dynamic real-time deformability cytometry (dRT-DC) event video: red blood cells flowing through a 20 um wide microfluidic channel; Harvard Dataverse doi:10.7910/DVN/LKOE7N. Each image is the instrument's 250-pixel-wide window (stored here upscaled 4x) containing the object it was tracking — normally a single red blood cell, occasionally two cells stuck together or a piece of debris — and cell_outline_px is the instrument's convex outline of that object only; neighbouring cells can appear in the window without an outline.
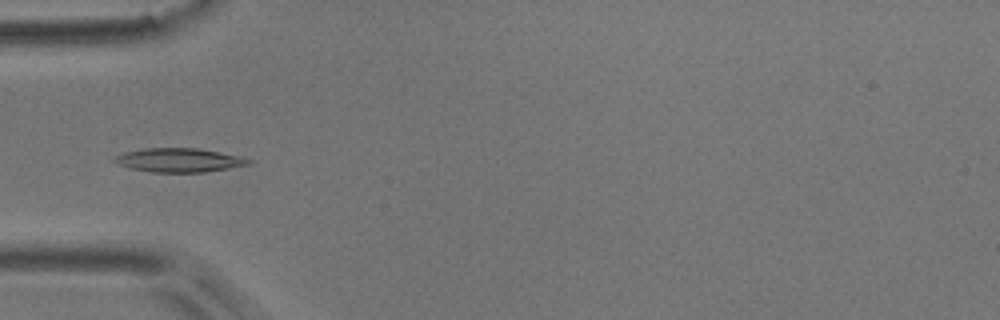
{"species": "common noctule bat (a hibernating species)", "species_latin": "Nyctalus noctula", "temperature_condition": "room temperature", "stored_images_in_passage": 6, "camera_frame_rate_fps": 3000, "um_per_image_px": 0.085, "animal": {"sex": "male", "body_mass_g": 17.9}, "frame": {"image": 1, "passage_image": 3, "time_ms": 0.667, "image_size_px": [1000, 320], "cell_outline_px": [[252, 164], [204, 172], [152, 172], [132, 168], [120, 164], [112, 160], [116, 156], [124, 152], [144, 148], [196, 148], [240, 156], [252, 160]], "centroid_in_image_um": [15.24, 13.61], "position_along_channel_um": 69.8, "area_um2": 18.44}}
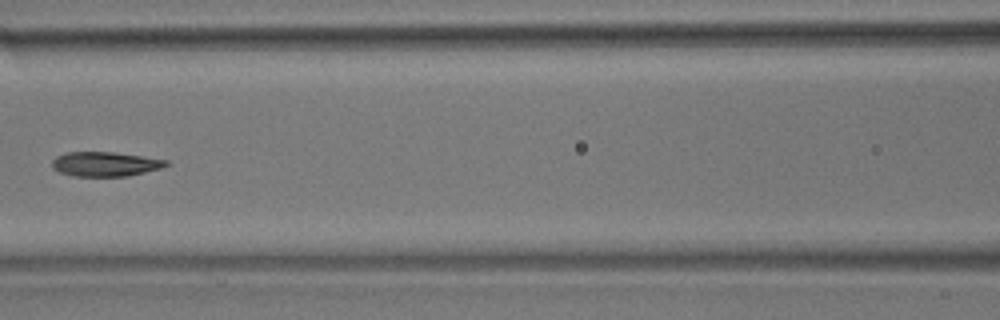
{"frame": {"image": 2, "passage_image": 5, "time_ms": 1.333, "image_size_px": [1000, 320], "cell_outline_px": [[168, 164], [160, 168], [128, 176], [72, 176], [60, 172], [52, 168], [52, 160], [56, 156], [64, 152], [112, 152], [168, 160]], "centroid_in_image_um": [8.88, 13.94], "position_along_channel_um": 157.7, "area_um2": 16.18}}
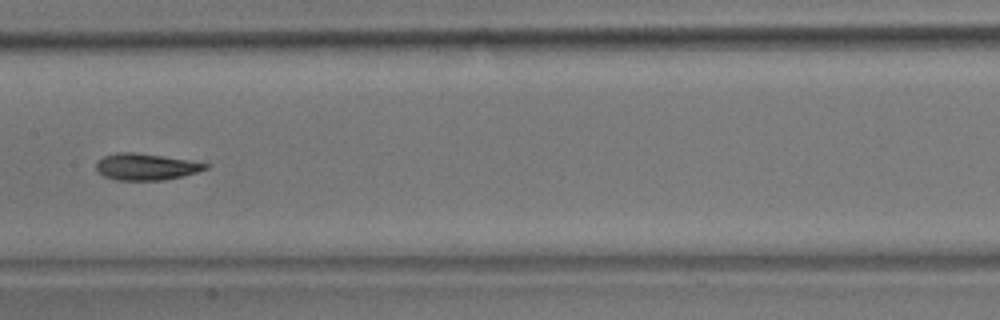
{"frame": {"image": 3, "passage_image": 6, "time_ms": 1.667, "image_size_px": [1000, 320], "cell_outline_px": [[208, 168], [184, 176], [164, 180], [116, 180], [104, 176], [96, 168], [96, 164], [104, 156], [116, 152], [136, 152], [188, 160], [208, 164]], "centroid_in_image_um": [12.4, 14.18], "position_along_channel_um": 195.0, "area_um2": 16.76}}